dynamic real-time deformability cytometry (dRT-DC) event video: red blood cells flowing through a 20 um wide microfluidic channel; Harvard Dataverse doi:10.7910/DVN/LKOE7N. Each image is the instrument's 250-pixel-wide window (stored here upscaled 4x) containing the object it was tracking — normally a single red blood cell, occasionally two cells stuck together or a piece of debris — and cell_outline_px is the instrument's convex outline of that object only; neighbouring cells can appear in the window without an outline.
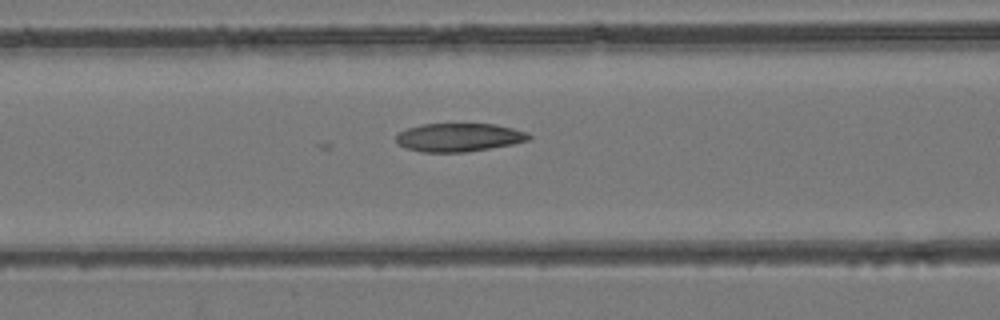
{"species": "common noctule bat (a hibernating species)", "species_latin": "Nyctalus noctula", "temperature_condition": "room temperature", "stored_images_in_passage": 50, "camera_frame_rate_fps": 3000, "um_per_image_px": 0.085, "animal": {"sex": "female", "body_mass_g": 24.6, "forearm_length_mm": 56.2}, "frame": {"image": 1, "passage_image": 21, "time_ms": 6.667, "image_size_px": [1000, 320], "cell_outline_px": [[532, 136], [528, 140], [512, 144], [464, 152], [424, 152], [404, 148], [396, 144], [396, 136], [400, 132], [408, 128], [420, 124], [496, 124], [528, 132]], "centroid_in_image_um": [38.98, 11.67], "position_along_channel_um": 127.6, "area_um2": 21.91}}
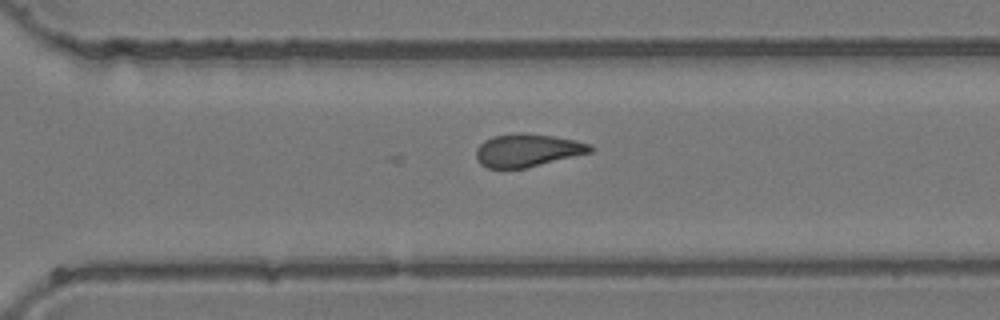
{"frame": {"image": 2, "passage_image": 35, "time_ms": 11.333, "image_size_px": [1000, 320], "cell_outline_px": [[592, 152], [528, 168], [488, 168], [480, 164], [476, 160], [476, 148], [484, 140], [492, 136], [512, 132], [520, 132], [552, 136], [576, 140], [592, 144]], "centroid_in_image_um": [44.81, 12.77], "position_along_channel_um": 325.8, "area_um2": 22.2}}
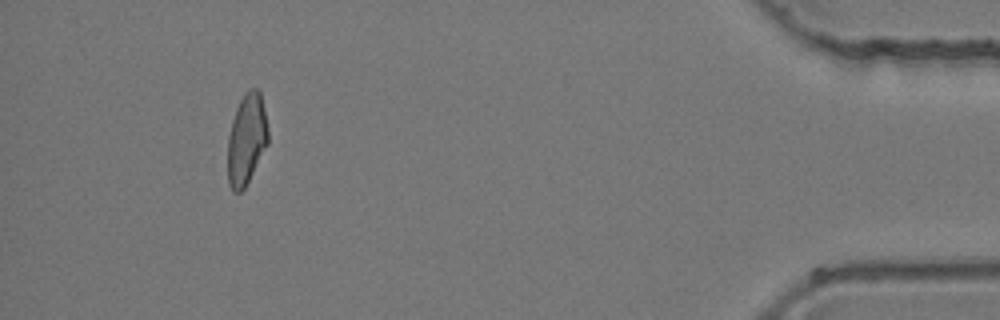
{"frame": {"image": 3, "passage_image": 46, "time_ms": 15.0, "image_size_px": [1000, 320], "cell_outline_px": [[268, 144], [244, 188], [240, 192], [232, 192], [228, 184], [228, 136], [232, 120], [236, 108], [244, 92], [248, 88], [256, 88], [260, 92], [268, 128]], "centroid_in_image_um": [20.95, 11.83], "position_along_channel_um": 414.3, "area_um2": 21.39}}